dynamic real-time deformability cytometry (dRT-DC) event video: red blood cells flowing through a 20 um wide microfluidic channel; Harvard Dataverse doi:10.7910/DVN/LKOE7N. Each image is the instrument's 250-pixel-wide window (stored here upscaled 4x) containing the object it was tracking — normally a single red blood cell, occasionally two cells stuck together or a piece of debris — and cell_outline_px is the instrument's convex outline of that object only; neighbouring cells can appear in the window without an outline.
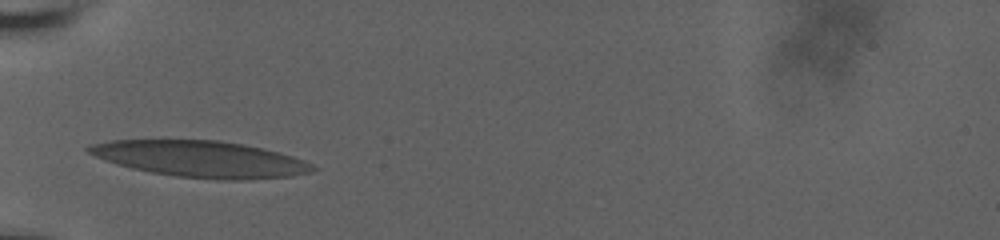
{"species": "human", "species_latin": "Homo sapiens", "temperature_condition": "room temperature", "stored_images_in_passage": 13, "camera_frame_rate_fps": 3000, "um_per_image_px": 0.085, "donor": {"sex": "male"}, "frame": {"image": 1, "passage_image": 1, "time_ms": 0.0, "image_size_px": [1000, 240], "cell_outline_px": [[316, 168], [312, 172], [292, 176], [244, 180], [220, 180], [176, 176], [152, 172], [132, 168], [116, 164], [104, 160], [88, 152], [84, 148], [92, 144], [112, 140], [220, 140], [244, 144], [280, 152], [304, 160], [312, 164]], "centroid_in_image_um": [17.08, 13.52], "position_along_channel_um": 67.9, "area_um2": 47.4}}
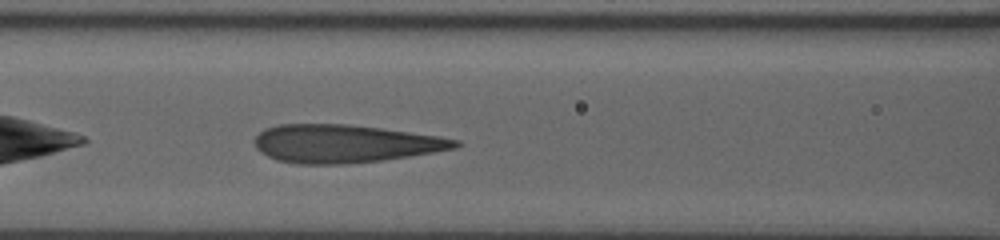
{"frame": {"image": 2, "passage_image": 5, "time_ms": 2.0, "image_size_px": [1000, 240], "cell_outline_px": [[464, 144], [456, 148], [384, 160], [348, 164], [296, 164], [276, 160], [260, 152], [256, 148], [256, 136], [264, 128], [280, 124], [348, 124], [380, 128], [440, 136], [460, 140]], "centroid_in_image_um": [29.31, 12.21], "position_along_channel_um": 137.3, "area_um2": 44.56}}
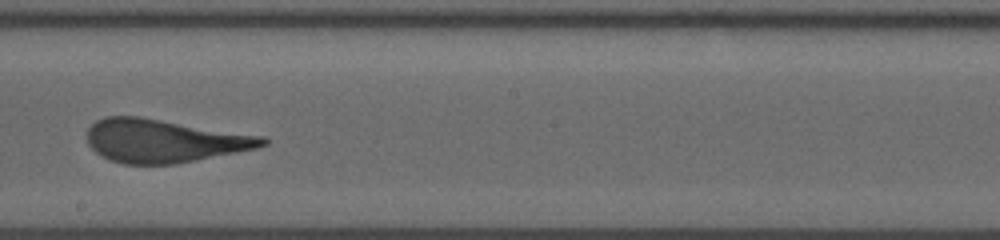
{"frame": {"image": 3, "passage_image": 11, "time_ms": 4.667, "image_size_px": [1000, 240], "cell_outline_px": [[268, 144], [256, 148], [176, 164], [124, 164], [108, 160], [96, 152], [88, 144], [88, 128], [96, 120], [104, 116], [140, 116], [264, 136], [268, 140]], "centroid_in_image_um": [13.92, 11.96], "position_along_channel_um": 234.3, "area_um2": 44.22}}